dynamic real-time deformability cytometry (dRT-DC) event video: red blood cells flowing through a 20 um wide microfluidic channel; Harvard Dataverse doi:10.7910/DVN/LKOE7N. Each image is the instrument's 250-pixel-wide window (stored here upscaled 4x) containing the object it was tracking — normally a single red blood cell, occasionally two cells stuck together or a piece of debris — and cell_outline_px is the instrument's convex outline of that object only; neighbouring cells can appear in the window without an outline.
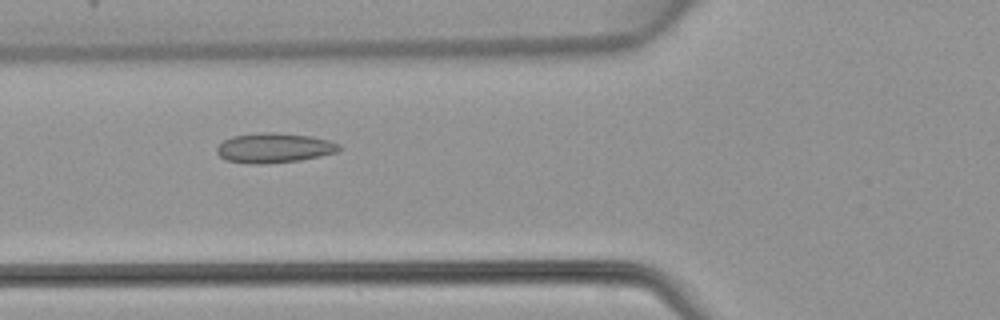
{"species": "common noctule bat (a hibernating species)", "species_latin": "Nyctalus noctula", "temperature_condition": "warm", "stored_images_in_passage": 46, "camera_frame_rate_fps": 3000, "um_per_image_px": 0.085, "animal": {"sex": "female", "body_mass_g": 22.7, "forearm_length_mm": 54.2}, "frame": {"image": 1, "passage_image": 16, "time_ms": 5.0, "image_size_px": [1000, 320], "cell_outline_px": [[340, 148], [336, 152], [320, 156], [300, 160], [264, 164], [248, 164], [224, 160], [216, 152], [216, 148], [224, 140], [232, 136], [264, 132], [276, 132], [312, 136], [328, 140], [340, 144]], "centroid_in_image_um": [23.27, 12.57], "position_along_channel_um": 102.5, "area_um2": 21.33}}
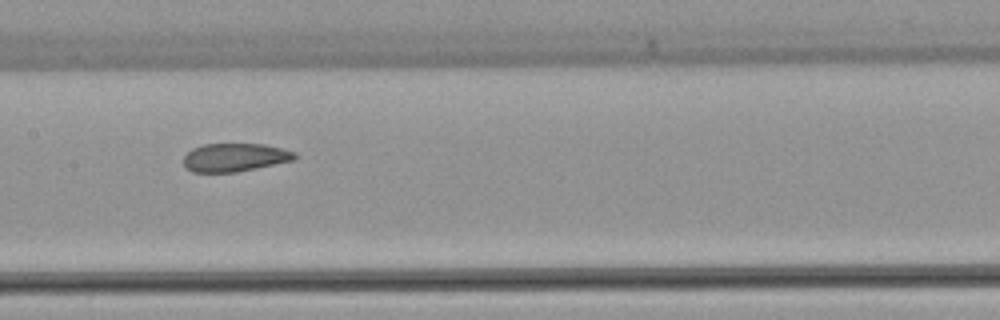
{"frame": {"image": 2, "passage_image": 22, "time_ms": 7.0, "image_size_px": [1000, 320], "cell_outline_px": [[296, 160], [236, 172], [192, 172], [184, 168], [184, 156], [192, 148], [204, 144], [264, 144], [296, 152]], "centroid_in_image_um": [19.95, 13.38], "position_along_channel_um": 187.5, "area_um2": 18.38}}
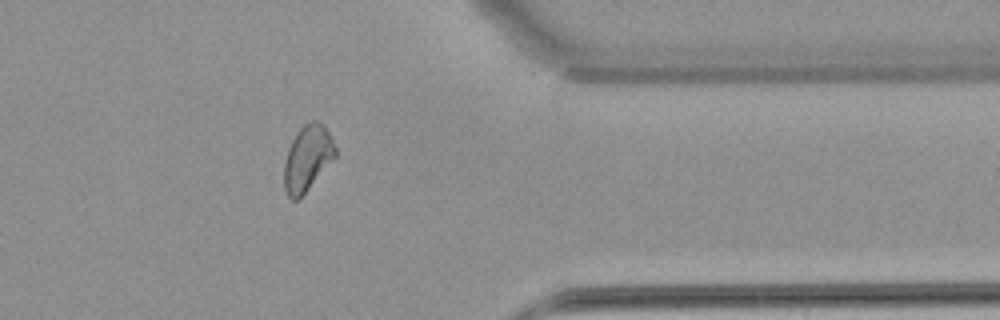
{"frame": {"image": 3, "passage_image": 37, "time_ms": 12.0, "image_size_px": [1000, 320], "cell_outline_px": [[336, 156], [304, 192], [296, 200], [292, 200], [288, 196], [284, 188], [284, 160], [288, 148], [296, 132], [304, 124], [312, 120], [316, 120], [324, 124], [336, 148]], "centroid_in_image_um": [26.11, 13.4], "position_along_channel_um": 385.3, "area_um2": 19.31}}